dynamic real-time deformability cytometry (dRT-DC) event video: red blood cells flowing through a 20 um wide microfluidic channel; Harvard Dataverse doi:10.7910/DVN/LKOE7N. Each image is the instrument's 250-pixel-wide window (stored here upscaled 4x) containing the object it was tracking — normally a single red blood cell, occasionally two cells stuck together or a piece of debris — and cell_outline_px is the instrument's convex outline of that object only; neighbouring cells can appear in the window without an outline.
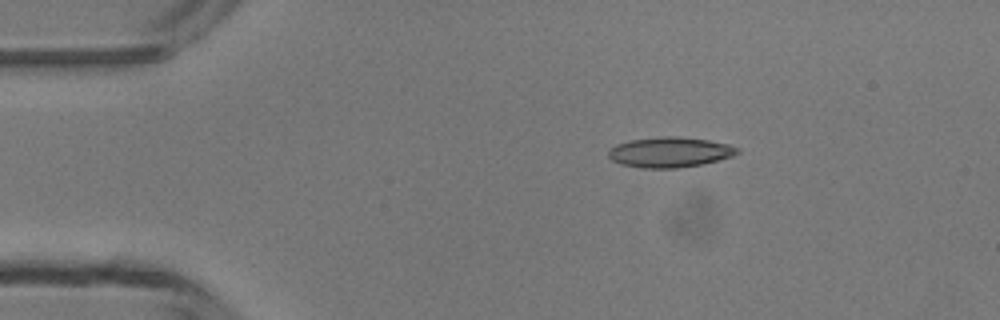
{"species": "common noctule bat (a hibernating species)", "species_latin": "Nyctalus noctula", "temperature_condition": "room temperature", "stored_images_in_passage": 3, "camera_frame_rate_fps": 3000, "um_per_image_px": 0.085, "animal": {"sex": "male", "body_mass_g": 13.3}, "frame": {"image": 1, "passage_image": 1, "time_ms": 0.0, "image_size_px": [1000, 320], "cell_outline_px": [[740, 152], [732, 156], [700, 164], [676, 168], [644, 168], [620, 164], [612, 160], [608, 156], [608, 152], [616, 144], [632, 140], [656, 136], [680, 136], [708, 140], [728, 144], [740, 148]], "centroid_in_image_um": [56.93, 12.92], "position_along_channel_um": 28.1, "area_um2": 22.66}}
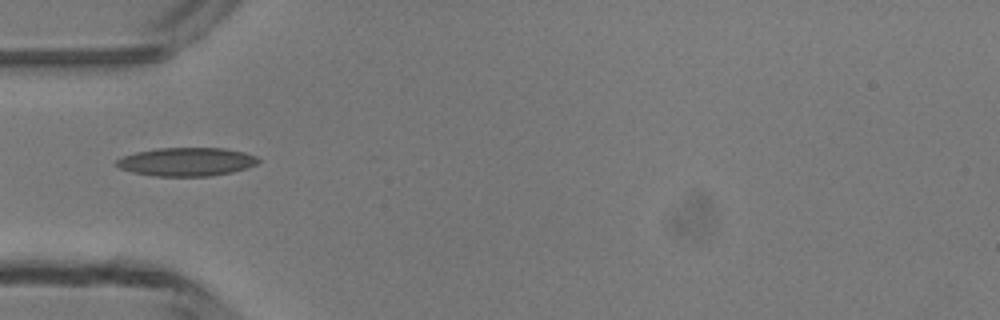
{"frame": {"image": 2, "passage_image": 3, "time_ms": 2.333, "image_size_px": [1000, 320], "cell_outline_px": [[260, 160], [256, 164], [248, 168], [232, 172], [208, 176], [152, 176], [132, 172], [120, 168], [116, 164], [116, 160], [124, 156], [136, 152], [156, 148], [224, 148], [244, 152], [256, 156]], "centroid_in_image_um": [15.87, 13.75], "position_along_channel_um": 69.1, "area_um2": 23.52}}